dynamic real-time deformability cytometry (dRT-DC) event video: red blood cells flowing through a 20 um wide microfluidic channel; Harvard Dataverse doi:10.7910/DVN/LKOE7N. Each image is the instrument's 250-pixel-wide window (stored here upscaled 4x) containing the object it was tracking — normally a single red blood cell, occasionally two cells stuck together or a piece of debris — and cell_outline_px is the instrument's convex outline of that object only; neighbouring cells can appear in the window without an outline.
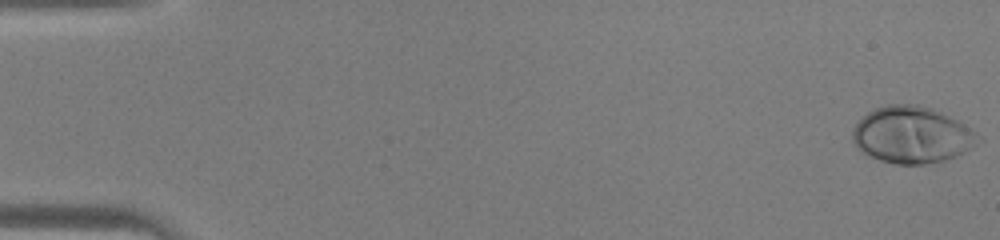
{"species": "human", "species_latin": "Homo sapiens", "temperature_condition": "warm", "stored_images_in_passage": 45, "camera_frame_rate_fps": 3000, "um_per_image_px": 0.085, "donor": {"sex": "male"}, "frame": {"image": 1, "passage_image": 1, "time_ms": 0.0, "image_size_px": [1000, 240], "cell_outline_px": [[984, 140], [956, 156], [944, 160], [924, 164], [896, 164], [880, 160], [868, 156], [860, 152], [856, 148], [852, 140], [852, 128], [868, 112], [876, 108], [888, 104], [916, 104], [932, 108], [960, 120], [976, 132]], "centroid_in_image_um": [77.52, 11.46], "position_along_channel_um": 7.5, "area_um2": 41.85}}
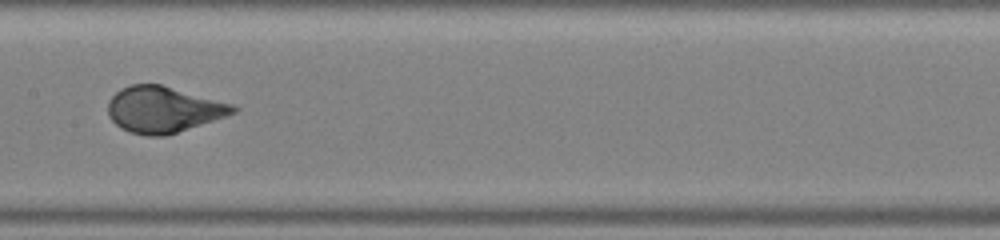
{"frame": {"image": 2, "passage_image": 24, "time_ms": 7.667, "image_size_px": [1000, 240], "cell_outline_px": [[240, 108], [236, 112], [164, 136], [148, 136], [132, 132], [120, 128], [108, 116], [108, 100], [120, 88], [132, 84], [160, 84], [232, 104]], "centroid_in_image_um": [13.84, 9.3], "position_along_channel_um": 193.6, "area_um2": 33.12}}
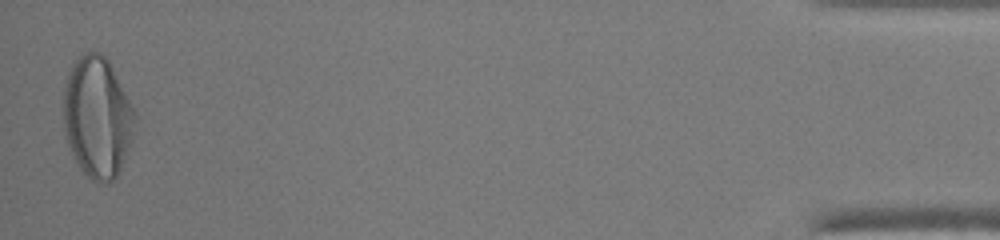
{"frame": {"image": 3, "passage_image": 45, "time_ms": 14.667, "image_size_px": [1000, 240], "cell_outline_px": [[136, 116], [132, 140], [116, 180], [108, 184], [104, 184], [92, 180], [80, 168], [68, 144], [64, 132], [64, 88], [68, 72], [72, 64], [84, 52], [100, 52], [108, 60], [136, 112]], "centroid_in_image_um": [8.28, 9.99], "position_along_channel_um": 426.9, "area_um2": 50.46}}